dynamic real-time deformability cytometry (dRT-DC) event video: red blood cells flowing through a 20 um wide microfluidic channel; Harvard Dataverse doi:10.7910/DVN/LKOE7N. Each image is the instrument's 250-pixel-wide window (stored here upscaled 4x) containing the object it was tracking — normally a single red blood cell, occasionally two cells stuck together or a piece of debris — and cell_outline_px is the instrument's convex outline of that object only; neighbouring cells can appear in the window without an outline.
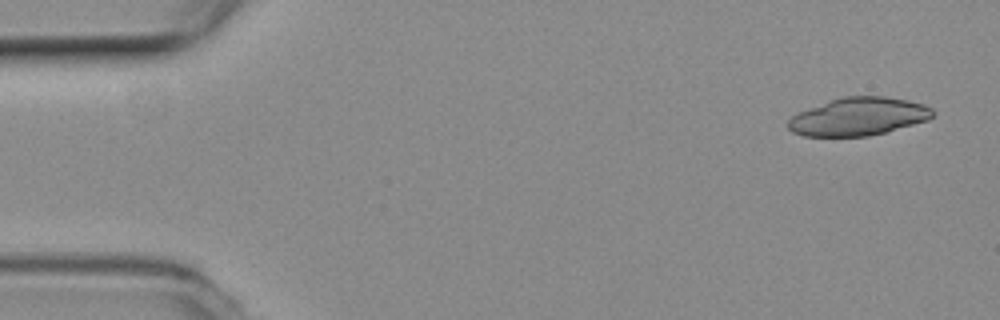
{"species": "common noctule bat (a hibernating species)", "species_latin": "Nyctalus noctula", "temperature_condition": "room temperature", "stored_images_in_passage": 53, "camera_frame_rate_fps": 3000, "um_per_image_px": 0.085, "animal": {"sex": "female", "body_mass_g": 19.3, "forearm_length_mm": 54.1}, "frame": {"image": 1, "passage_image": 1, "time_ms": 0.0, "image_size_px": [1000, 320], "cell_outline_px": [[936, 112], [928, 120], [884, 132], [868, 136], [804, 136], [792, 132], [788, 128], [788, 120], [792, 116], [800, 112], [832, 100], [844, 96], [884, 96], [908, 100], [924, 104], [932, 108]], "centroid_in_image_um": [73.0, 9.91], "position_along_channel_um": 12.0, "area_um2": 31.67}}